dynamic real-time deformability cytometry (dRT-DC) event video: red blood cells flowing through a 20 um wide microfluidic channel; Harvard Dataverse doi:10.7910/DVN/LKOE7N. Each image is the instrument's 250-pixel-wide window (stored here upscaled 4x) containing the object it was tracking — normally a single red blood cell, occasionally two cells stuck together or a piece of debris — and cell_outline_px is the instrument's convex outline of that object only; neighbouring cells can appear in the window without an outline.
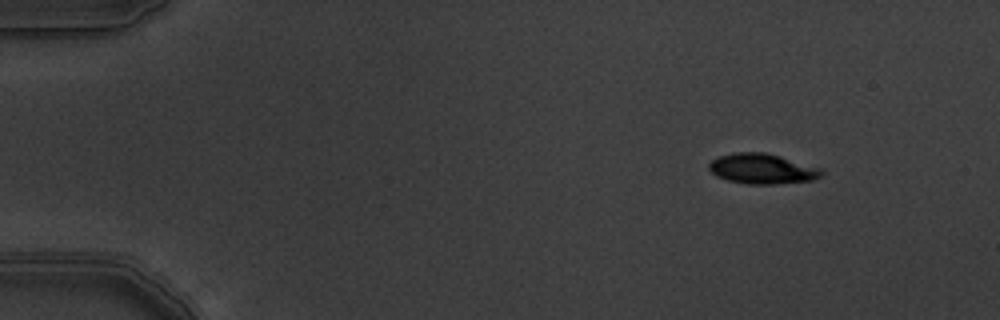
{"species": "common noctule bat (a hibernating species)", "species_latin": "Nyctalus noctula", "temperature_condition": "warm", "stored_images_in_passage": 5, "camera_frame_rate_fps": 3000, "um_per_image_px": 0.085, "animal": {"sex": "male", "body_mass_g": 19.5, "forearm_length_mm": 54.6}, "frame": {"image": 1, "passage_image": 1, "time_ms": 0.0, "image_size_px": [1000, 320], "cell_outline_px": [[824, 172], [820, 176], [812, 180], [772, 184], [748, 184], [728, 180], [716, 176], [708, 168], [708, 164], [712, 160], [720, 156], [736, 152], [764, 152], [780, 156], [820, 168]], "centroid_in_image_um": [64.76, 14.34], "position_along_channel_um": 20.2, "area_um2": 19.59}}
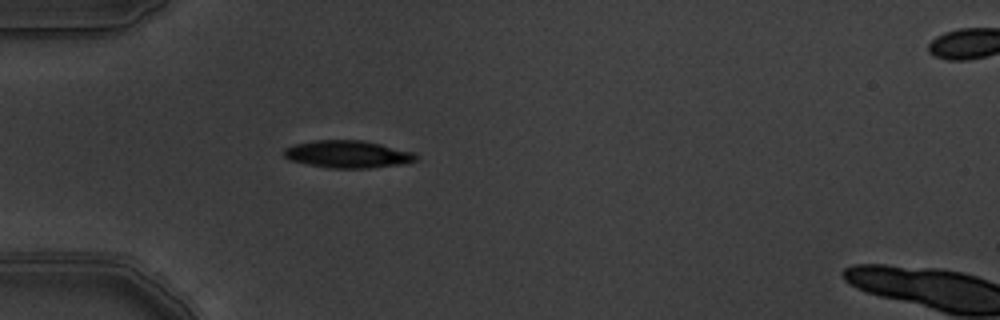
{"frame": {"image": 2, "passage_image": 4, "time_ms": 1.0, "image_size_px": [1000, 320], "cell_outline_px": [[420, 156], [416, 160], [400, 164], [368, 168], [332, 168], [308, 164], [292, 160], [284, 156], [284, 148], [296, 144], [312, 140], [364, 140], [416, 152]], "centroid_in_image_um": [29.61, 13.09], "position_along_channel_um": 55.4, "area_um2": 21.04}}